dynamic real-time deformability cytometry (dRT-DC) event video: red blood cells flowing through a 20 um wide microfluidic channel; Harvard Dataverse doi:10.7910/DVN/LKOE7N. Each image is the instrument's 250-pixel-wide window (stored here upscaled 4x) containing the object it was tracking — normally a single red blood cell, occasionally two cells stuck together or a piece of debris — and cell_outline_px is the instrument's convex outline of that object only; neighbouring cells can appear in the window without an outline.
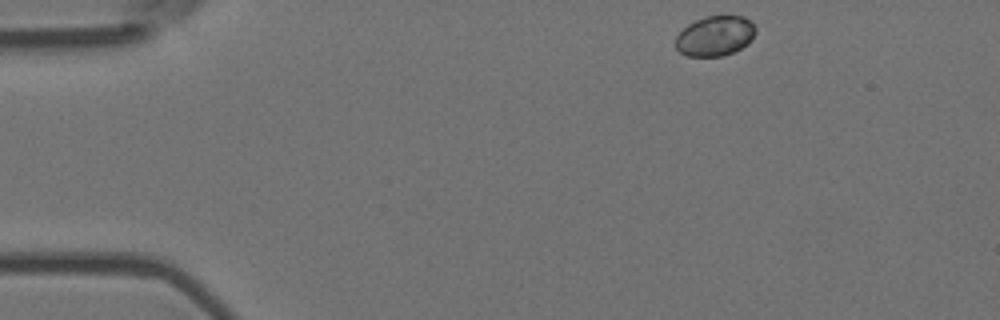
{"species": "Egyptian fruit bat (a non-hibernating species)", "species_latin": "Rousettus aegyptiacus", "temperature_condition": "room temperature", "stored_images_in_passage": 3, "camera_frame_rate_fps": 3000, "um_per_image_px": 0.085, "animal": {"sex": "female"}, "frame": {"image": 1, "passage_image": 1, "time_ms": 0.0, "image_size_px": [1000, 320], "cell_outline_px": [[756, 32], [752, 40], [748, 44], [724, 56], [688, 56], [680, 52], [676, 48], [676, 36], [688, 24], [696, 20], [708, 16], [744, 16], [756, 28]], "centroid_in_image_um": [60.79, 3.06], "position_along_channel_um": 24.2, "area_um2": 18.55}}